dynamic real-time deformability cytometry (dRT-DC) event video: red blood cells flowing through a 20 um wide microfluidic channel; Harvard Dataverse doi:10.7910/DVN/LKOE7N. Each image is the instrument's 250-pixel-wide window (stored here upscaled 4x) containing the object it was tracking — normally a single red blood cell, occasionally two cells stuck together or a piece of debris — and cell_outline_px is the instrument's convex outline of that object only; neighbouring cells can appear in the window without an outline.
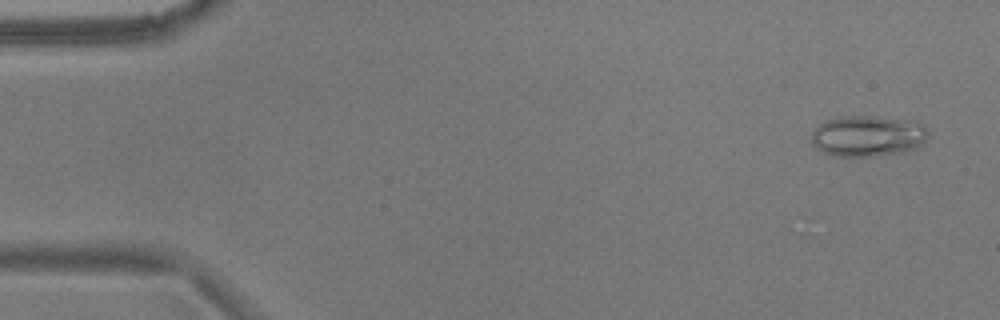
{"species": "common noctule bat (a hibernating species)", "species_latin": "Nyctalus noctula", "temperature_condition": "warm", "stored_images_in_passage": 56, "camera_frame_rate_fps": 3000, "um_per_image_px": 0.085, "animal": {"sex": "male", "body_mass_g": 17.9}, "frame": {"image": 1, "passage_image": 3, "time_ms": 0.667, "image_size_px": [1000, 320], "cell_outline_px": [[928, 136], [924, 144], [916, 148], [904, 152], [872, 156], [832, 156], [816, 148], [812, 144], [812, 132], [820, 124], [828, 120], [840, 116], [872, 116], [916, 120], [924, 124], [928, 132]], "centroid_in_image_um": [73.82, 11.55], "position_along_channel_um": 11.2, "area_um2": 28.21}}
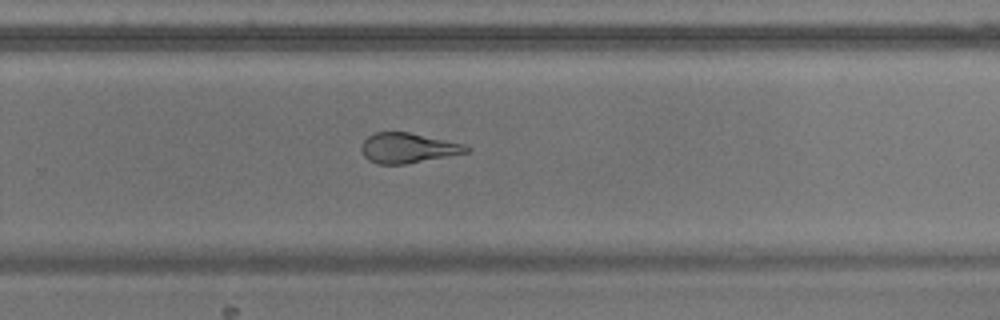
{"frame": {"image": 2, "passage_image": 36, "time_ms": 11.667, "image_size_px": [1000, 320], "cell_outline_px": [[472, 148], [468, 152], [448, 156], [404, 164], [376, 164], [368, 160], [364, 156], [360, 148], [360, 144], [368, 136], [376, 132], [408, 132], [444, 140], [460, 144]], "centroid_in_image_um": [34.6, 12.58], "position_along_channel_um": 295.2, "area_um2": 18.15}}
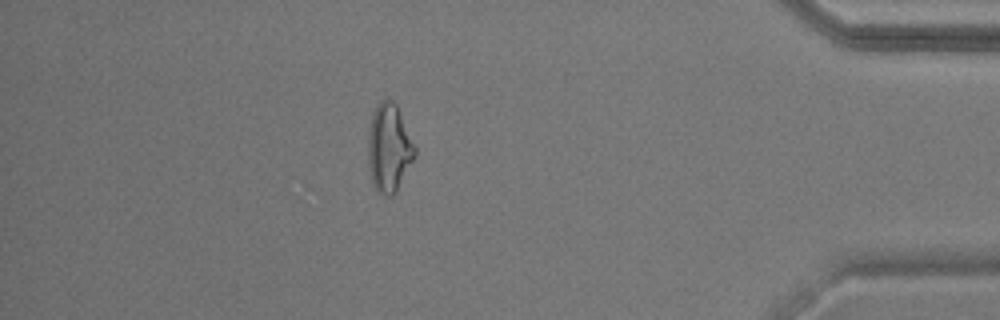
{"frame": {"image": 3, "passage_image": 48, "time_ms": 15.667, "image_size_px": [1000, 320], "cell_outline_px": [[416, 156], [396, 192], [392, 196], [384, 196], [376, 192], [372, 184], [368, 164], [368, 132], [372, 116], [376, 104], [380, 100], [392, 100], [396, 104], [416, 148]], "centroid_in_image_um": [33.06, 12.62], "position_along_channel_um": 402.1, "area_um2": 24.22}}